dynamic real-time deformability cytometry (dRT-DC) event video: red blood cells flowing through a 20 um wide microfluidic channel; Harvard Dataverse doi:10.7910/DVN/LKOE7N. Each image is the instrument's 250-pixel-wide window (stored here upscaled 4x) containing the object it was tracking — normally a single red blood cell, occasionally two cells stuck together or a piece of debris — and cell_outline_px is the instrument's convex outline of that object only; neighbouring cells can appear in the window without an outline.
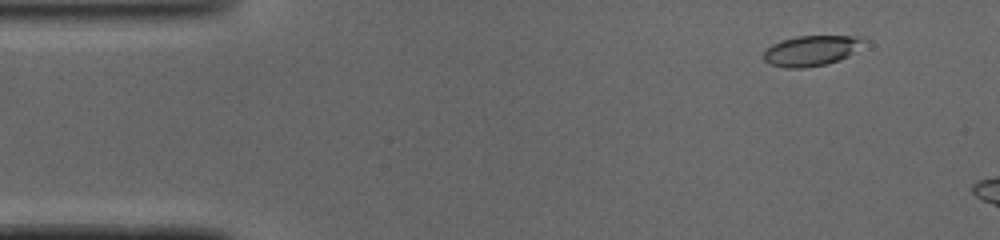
{"species": "common noctule bat (a hibernating species)", "species_latin": "Nyctalus noctula", "temperature_condition": "cold", "stored_images_in_passage": 10, "camera_frame_rate_fps": 3000, "um_per_image_px": 0.085, "animal": {"sex": "male", "body_mass_g": 19.0, "forearm_length_mm": 50.8}, "frame": {"image": 1, "passage_image": 5, "time_ms": 1.333, "image_size_px": [1000, 240], "cell_outline_px": [[868, 40], [848, 56], [840, 60], [828, 64], [804, 68], [784, 68], [768, 64], [764, 60], [764, 52], [772, 44], [796, 36], [864, 36]], "centroid_in_image_um": [68.99, 4.31], "position_along_channel_um": 16.0, "area_um2": 17.86}}